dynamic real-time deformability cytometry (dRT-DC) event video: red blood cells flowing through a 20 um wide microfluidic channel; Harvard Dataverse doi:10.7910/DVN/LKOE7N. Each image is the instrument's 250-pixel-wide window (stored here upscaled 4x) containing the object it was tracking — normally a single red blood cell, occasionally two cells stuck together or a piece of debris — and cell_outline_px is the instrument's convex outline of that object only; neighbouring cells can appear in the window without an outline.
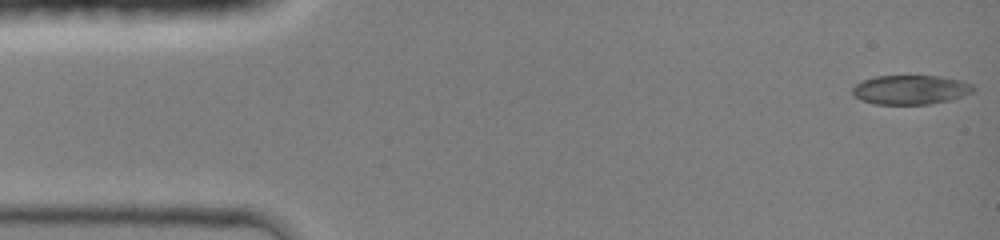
{"species": "common noctule bat (a hibernating species)", "species_latin": "Nyctalus noctula", "temperature_condition": "room temperature", "stored_images_in_passage": 45, "camera_frame_rate_fps": 3000, "um_per_image_px": 0.085, "animal": {"sex": "female", "body_mass_g": 19.0, "forearm_length_mm": 51.5}, "frame": {"image": 1, "passage_image": 1, "time_ms": 0.0, "image_size_px": [1000, 240], "cell_outline_px": [[976, 88], [972, 92], [948, 100], [928, 104], [872, 104], [860, 100], [852, 96], [852, 88], [856, 84], [864, 80], [876, 76], [940, 76], [960, 80], [972, 84]], "centroid_in_image_um": [77.35, 7.63], "position_along_channel_um": 7.6, "area_um2": 20.58}}
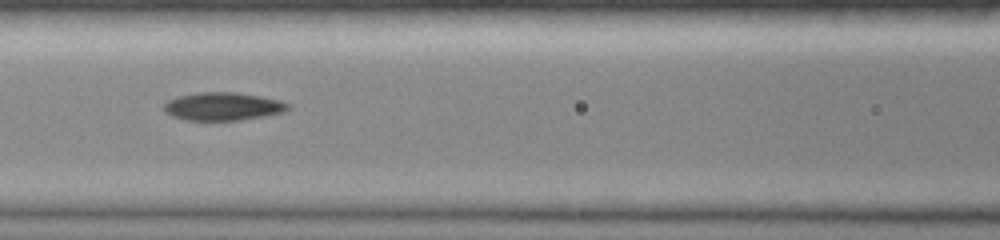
{"frame": {"image": 2, "passage_image": 19, "time_ms": 6.0, "image_size_px": [1000, 240], "cell_outline_px": [[288, 108], [284, 112], [264, 116], [240, 120], [188, 120], [172, 116], [164, 112], [164, 104], [168, 100], [176, 96], [200, 92], [236, 92], [260, 96], [280, 100], [288, 104]], "centroid_in_image_um": [18.92, 9.04], "position_along_channel_um": 147.7, "area_um2": 20.23}}
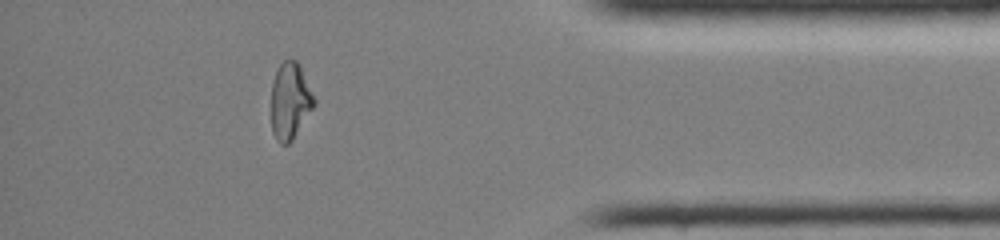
{"frame": {"image": 3, "passage_image": 39, "time_ms": 12.667, "image_size_px": [1000, 240], "cell_outline_px": [[316, 104], [292, 140], [288, 144], [280, 144], [276, 140], [272, 132], [272, 84], [276, 72], [280, 64], [284, 60], [296, 60], [300, 64], [316, 100]], "centroid_in_image_um": [24.67, 8.58], "position_along_channel_um": 410.5, "area_um2": 19.13}, "authors_computed_cell_mechanics": {"area_um2": 20.2878, "velocity_mm_per_s": 4.277, "shape_relaxation_time_tau1_ms": null, "shape_relaxation_time_tau2_ms": 2.9636, "deformation_change_tau1": null, "deformation_change_tau2": 0.0775}}